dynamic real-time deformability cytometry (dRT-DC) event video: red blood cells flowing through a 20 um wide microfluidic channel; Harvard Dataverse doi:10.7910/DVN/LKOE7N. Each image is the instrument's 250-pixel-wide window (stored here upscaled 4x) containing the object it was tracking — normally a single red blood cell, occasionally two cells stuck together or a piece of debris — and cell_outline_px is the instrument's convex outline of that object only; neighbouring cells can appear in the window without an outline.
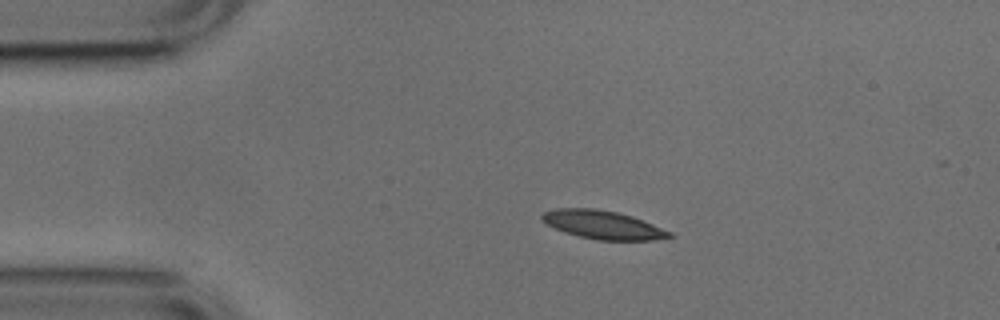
{"species": "common noctule bat (a hibernating species)", "species_latin": "Nyctalus noctula", "temperature_condition": "cold", "stored_images_in_passage": 5, "camera_frame_rate_fps": 3000, "um_per_image_px": 0.085, "animal": {"sex": "male", "body_mass_g": 17.9, "forearm_length_mm": 54.2}, "frame": {"image": 1, "passage_image": 4, "time_ms": 1.0, "image_size_px": [1000, 320], "cell_outline_px": [[672, 236], [652, 240], [596, 240], [564, 232], [540, 220], [540, 216], [544, 212], [556, 208], [596, 208], [616, 212], [632, 216], [672, 232]], "centroid_in_image_um": [51.21, 19.1], "position_along_channel_um": 33.8, "area_um2": 20.92}}